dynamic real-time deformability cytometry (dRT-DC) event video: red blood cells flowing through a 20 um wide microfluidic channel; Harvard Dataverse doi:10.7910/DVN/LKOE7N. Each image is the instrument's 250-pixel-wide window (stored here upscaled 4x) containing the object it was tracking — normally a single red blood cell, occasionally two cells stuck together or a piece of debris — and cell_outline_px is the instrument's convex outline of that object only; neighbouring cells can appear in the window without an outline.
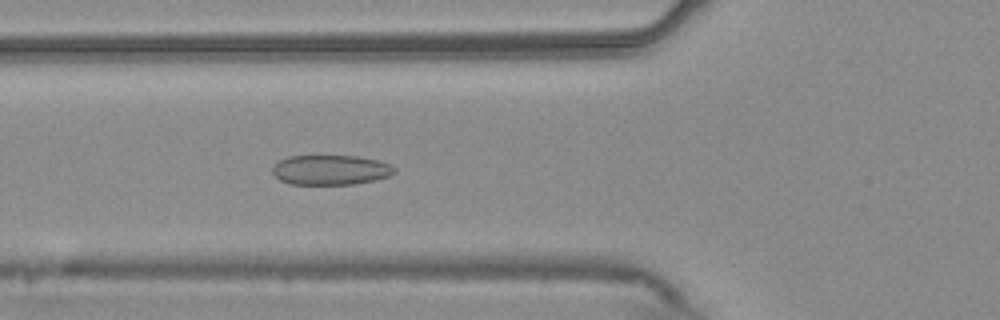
{"species": "common noctule bat (a hibernating species)", "species_latin": "Nyctalus noctula", "temperature_condition": "warm", "stored_images_in_passage": 53, "camera_frame_rate_fps": 3000, "um_per_image_px": 0.085, "animal": {"sex": "male", "body_mass_g": 20.4}, "frame": {"image": 1, "passage_image": 19, "time_ms": 6.0, "image_size_px": [1000, 320], "cell_outline_px": [[396, 172], [388, 176], [372, 180], [352, 184], [288, 184], [280, 180], [272, 172], [272, 168], [280, 160], [288, 156], [356, 156], [380, 160], [396, 168]], "centroid_in_image_um": [28.09, 14.44], "position_along_channel_um": 97.7, "area_um2": 21.1}}
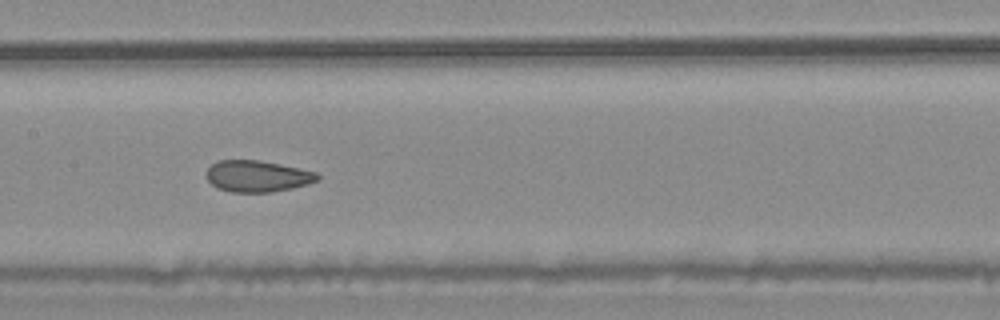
{"frame": {"image": 2, "passage_image": 26, "time_ms": 8.333, "image_size_px": [1000, 320], "cell_outline_px": [[320, 180], [308, 184], [292, 188], [272, 192], [232, 192], [216, 188], [208, 180], [208, 168], [212, 164], [220, 160], [256, 160], [280, 164], [316, 172], [320, 176]], "centroid_in_image_um": [21.9, 14.98], "position_along_channel_um": 185.5, "area_um2": 20.23}}
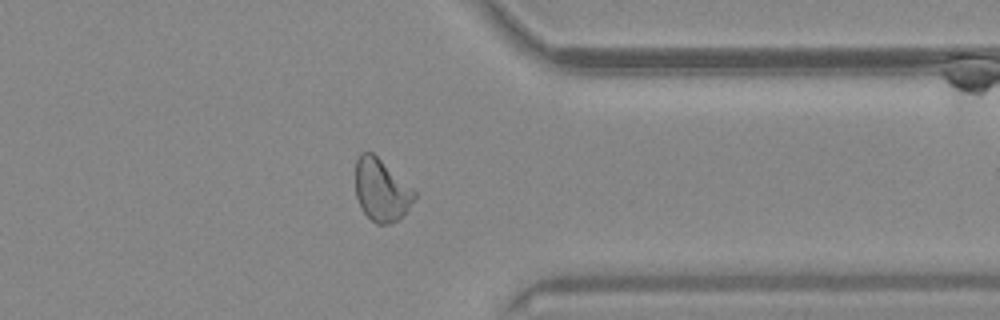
{"frame": {"image": 3, "passage_image": 42, "time_ms": 13.667, "image_size_px": [1000, 320], "cell_outline_px": [[416, 196], [400, 220], [388, 224], [376, 224], [360, 208], [356, 196], [356, 160], [360, 152], [372, 152], [416, 192]], "centroid_in_image_um": [32.4, 16.18], "position_along_channel_um": 379.0, "area_um2": 21.15}, "authors_computed_cell_mechanics": {"area_um2": 21.7906, "velocity_mm_per_s": 3.7365, "shape_relaxation_time_tau1_ms": 9.4177, "shape_relaxation_time_tau2_ms": 1.1165, "deformation_change_tau1": 0.1616, "deformation_change_tau2": 0.0553}}